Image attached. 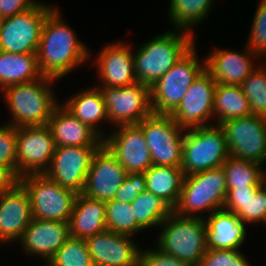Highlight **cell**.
Wrapping results in <instances>:
<instances>
[{
    "instance_id": "10",
    "label": "cell",
    "mask_w": 266,
    "mask_h": 266,
    "mask_svg": "<svg viewBox=\"0 0 266 266\" xmlns=\"http://www.w3.org/2000/svg\"><path fill=\"white\" fill-rule=\"evenodd\" d=\"M137 125L144 133L153 165L181 167L185 130L170 115L152 113Z\"/></svg>"
},
{
    "instance_id": "17",
    "label": "cell",
    "mask_w": 266,
    "mask_h": 266,
    "mask_svg": "<svg viewBox=\"0 0 266 266\" xmlns=\"http://www.w3.org/2000/svg\"><path fill=\"white\" fill-rule=\"evenodd\" d=\"M126 176L125 168L102 144L92 158L82 194L100 201L112 200Z\"/></svg>"
},
{
    "instance_id": "15",
    "label": "cell",
    "mask_w": 266,
    "mask_h": 266,
    "mask_svg": "<svg viewBox=\"0 0 266 266\" xmlns=\"http://www.w3.org/2000/svg\"><path fill=\"white\" fill-rule=\"evenodd\" d=\"M216 81L204 70L190 85L178 107L170 114L176 124L188 129L213 125V100Z\"/></svg>"
},
{
    "instance_id": "43",
    "label": "cell",
    "mask_w": 266,
    "mask_h": 266,
    "mask_svg": "<svg viewBox=\"0 0 266 266\" xmlns=\"http://www.w3.org/2000/svg\"><path fill=\"white\" fill-rule=\"evenodd\" d=\"M20 178L12 168L0 166V195L15 189L20 184Z\"/></svg>"
},
{
    "instance_id": "12",
    "label": "cell",
    "mask_w": 266,
    "mask_h": 266,
    "mask_svg": "<svg viewBox=\"0 0 266 266\" xmlns=\"http://www.w3.org/2000/svg\"><path fill=\"white\" fill-rule=\"evenodd\" d=\"M229 155L238 159L266 163V118L248 115L220 124Z\"/></svg>"
},
{
    "instance_id": "26",
    "label": "cell",
    "mask_w": 266,
    "mask_h": 266,
    "mask_svg": "<svg viewBox=\"0 0 266 266\" xmlns=\"http://www.w3.org/2000/svg\"><path fill=\"white\" fill-rule=\"evenodd\" d=\"M63 106L82 123L94 130L102 139L105 138L103 131L101 132L99 129V124L103 121L108 122V115L99 87H89L75 93L67 102H63Z\"/></svg>"
},
{
    "instance_id": "29",
    "label": "cell",
    "mask_w": 266,
    "mask_h": 266,
    "mask_svg": "<svg viewBox=\"0 0 266 266\" xmlns=\"http://www.w3.org/2000/svg\"><path fill=\"white\" fill-rule=\"evenodd\" d=\"M213 114L214 118H218L216 123L218 125L231 119L251 115L249 100L241 86L216 84Z\"/></svg>"
},
{
    "instance_id": "35",
    "label": "cell",
    "mask_w": 266,
    "mask_h": 266,
    "mask_svg": "<svg viewBox=\"0 0 266 266\" xmlns=\"http://www.w3.org/2000/svg\"><path fill=\"white\" fill-rule=\"evenodd\" d=\"M47 266H94L85 239L70 237L49 259Z\"/></svg>"
},
{
    "instance_id": "21",
    "label": "cell",
    "mask_w": 266,
    "mask_h": 266,
    "mask_svg": "<svg viewBox=\"0 0 266 266\" xmlns=\"http://www.w3.org/2000/svg\"><path fill=\"white\" fill-rule=\"evenodd\" d=\"M95 62L101 86L123 87L135 84L134 58L131 46L120 41L110 43L99 51Z\"/></svg>"
},
{
    "instance_id": "16",
    "label": "cell",
    "mask_w": 266,
    "mask_h": 266,
    "mask_svg": "<svg viewBox=\"0 0 266 266\" xmlns=\"http://www.w3.org/2000/svg\"><path fill=\"white\" fill-rule=\"evenodd\" d=\"M117 129V130H116ZM103 144L117 158L127 173H144L152 164L142 129L137 124L116 126Z\"/></svg>"
},
{
    "instance_id": "34",
    "label": "cell",
    "mask_w": 266,
    "mask_h": 266,
    "mask_svg": "<svg viewBox=\"0 0 266 266\" xmlns=\"http://www.w3.org/2000/svg\"><path fill=\"white\" fill-rule=\"evenodd\" d=\"M223 208L235 213L246 224L263 222L266 214V181L253 196L238 202H225Z\"/></svg>"
},
{
    "instance_id": "32",
    "label": "cell",
    "mask_w": 266,
    "mask_h": 266,
    "mask_svg": "<svg viewBox=\"0 0 266 266\" xmlns=\"http://www.w3.org/2000/svg\"><path fill=\"white\" fill-rule=\"evenodd\" d=\"M130 204L136 222L144 230L153 226H160L173 211L160 197L148 190L139 193L137 198Z\"/></svg>"
},
{
    "instance_id": "2",
    "label": "cell",
    "mask_w": 266,
    "mask_h": 266,
    "mask_svg": "<svg viewBox=\"0 0 266 266\" xmlns=\"http://www.w3.org/2000/svg\"><path fill=\"white\" fill-rule=\"evenodd\" d=\"M172 30L155 36L133 52L134 71L139 83L152 87L195 44L193 34Z\"/></svg>"
},
{
    "instance_id": "5",
    "label": "cell",
    "mask_w": 266,
    "mask_h": 266,
    "mask_svg": "<svg viewBox=\"0 0 266 266\" xmlns=\"http://www.w3.org/2000/svg\"><path fill=\"white\" fill-rule=\"evenodd\" d=\"M227 196V183L222 167L185 175L179 201L173 208L177 215L198 217L223 209Z\"/></svg>"
},
{
    "instance_id": "14",
    "label": "cell",
    "mask_w": 266,
    "mask_h": 266,
    "mask_svg": "<svg viewBox=\"0 0 266 266\" xmlns=\"http://www.w3.org/2000/svg\"><path fill=\"white\" fill-rule=\"evenodd\" d=\"M99 147H56L44 175L64 188L77 194L82 193L92 158Z\"/></svg>"
},
{
    "instance_id": "18",
    "label": "cell",
    "mask_w": 266,
    "mask_h": 266,
    "mask_svg": "<svg viewBox=\"0 0 266 266\" xmlns=\"http://www.w3.org/2000/svg\"><path fill=\"white\" fill-rule=\"evenodd\" d=\"M85 241L94 266H139L141 248L130 236L106 230Z\"/></svg>"
},
{
    "instance_id": "7",
    "label": "cell",
    "mask_w": 266,
    "mask_h": 266,
    "mask_svg": "<svg viewBox=\"0 0 266 266\" xmlns=\"http://www.w3.org/2000/svg\"><path fill=\"white\" fill-rule=\"evenodd\" d=\"M223 128L209 125L184 132L181 169L184 175L221 167L229 157Z\"/></svg>"
},
{
    "instance_id": "45",
    "label": "cell",
    "mask_w": 266,
    "mask_h": 266,
    "mask_svg": "<svg viewBox=\"0 0 266 266\" xmlns=\"http://www.w3.org/2000/svg\"><path fill=\"white\" fill-rule=\"evenodd\" d=\"M263 223H265V224H266V214H265V217H264V221H263Z\"/></svg>"
},
{
    "instance_id": "9",
    "label": "cell",
    "mask_w": 266,
    "mask_h": 266,
    "mask_svg": "<svg viewBox=\"0 0 266 266\" xmlns=\"http://www.w3.org/2000/svg\"><path fill=\"white\" fill-rule=\"evenodd\" d=\"M54 9L39 2L31 9L3 18L0 25V51L37 54L47 15Z\"/></svg>"
},
{
    "instance_id": "13",
    "label": "cell",
    "mask_w": 266,
    "mask_h": 266,
    "mask_svg": "<svg viewBox=\"0 0 266 266\" xmlns=\"http://www.w3.org/2000/svg\"><path fill=\"white\" fill-rule=\"evenodd\" d=\"M55 148L48 125L17 127V174H44Z\"/></svg>"
},
{
    "instance_id": "27",
    "label": "cell",
    "mask_w": 266,
    "mask_h": 266,
    "mask_svg": "<svg viewBox=\"0 0 266 266\" xmlns=\"http://www.w3.org/2000/svg\"><path fill=\"white\" fill-rule=\"evenodd\" d=\"M144 176L146 190L160 197L173 209L179 201L185 176L181 167L152 165L144 172Z\"/></svg>"
},
{
    "instance_id": "1",
    "label": "cell",
    "mask_w": 266,
    "mask_h": 266,
    "mask_svg": "<svg viewBox=\"0 0 266 266\" xmlns=\"http://www.w3.org/2000/svg\"><path fill=\"white\" fill-rule=\"evenodd\" d=\"M89 51L54 8L44 22L37 52L41 74L59 80L84 61H89Z\"/></svg>"
},
{
    "instance_id": "20",
    "label": "cell",
    "mask_w": 266,
    "mask_h": 266,
    "mask_svg": "<svg viewBox=\"0 0 266 266\" xmlns=\"http://www.w3.org/2000/svg\"><path fill=\"white\" fill-rule=\"evenodd\" d=\"M259 56L247 45L241 52L215 49L205 58V70L217 84L240 86L259 66L254 59Z\"/></svg>"
},
{
    "instance_id": "30",
    "label": "cell",
    "mask_w": 266,
    "mask_h": 266,
    "mask_svg": "<svg viewBox=\"0 0 266 266\" xmlns=\"http://www.w3.org/2000/svg\"><path fill=\"white\" fill-rule=\"evenodd\" d=\"M169 17L174 28L185 30L191 34L192 27L209 16L214 0H170Z\"/></svg>"
},
{
    "instance_id": "41",
    "label": "cell",
    "mask_w": 266,
    "mask_h": 266,
    "mask_svg": "<svg viewBox=\"0 0 266 266\" xmlns=\"http://www.w3.org/2000/svg\"><path fill=\"white\" fill-rule=\"evenodd\" d=\"M139 266H193L175 256L164 253L160 248L141 250Z\"/></svg>"
},
{
    "instance_id": "8",
    "label": "cell",
    "mask_w": 266,
    "mask_h": 266,
    "mask_svg": "<svg viewBox=\"0 0 266 266\" xmlns=\"http://www.w3.org/2000/svg\"><path fill=\"white\" fill-rule=\"evenodd\" d=\"M20 184L29 195L32 218L69 222L77 193L44 174L23 176Z\"/></svg>"
},
{
    "instance_id": "6",
    "label": "cell",
    "mask_w": 266,
    "mask_h": 266,
    "mask_svg": "<svg viewBox=\"0 0 266 266\" xmlns=\"http://www.w3.org/2000/svg\"><path fill=\"white\" fill-rule=\"evenodd\" d=\"M195 44L150 87L153 114L170 115L180 104L190 85L205 70V60L200 62Z\"/></svg>"
},
{
    "instance_id": "44",
    "label": "cell",
    "mask_w": 266,
    "mask_h": 266,
    "mask_svg": "<svg viewBox=\"0 0 266 266\" xmlns=\"http://www.w3.org/2000/svg\"><path fill=\"white\" fill-rule=\"evenodd\" d=\"M258 187H238L227 189L225 202H238V200H246L253 196Z\"/></svg>"
},
{
    "instance_id": "33",
    "label": "cell",
    "mask_w": 266,
    "mask_h": 266,
    "mask_svg": "<svg viewBox=\"0 0 266 266\" xmlns=\"http://www.w3.org/2000/svg\"><path fill=\"white\" fill-rule=\"evenodd\" d=\"M106 229L108 231L132 237L134 234L144 230L134 217L130 203L117 200L105 202Z\"/></svg>"
},
{
    "instance_id": "4",
    "label": "cell",
    "mask_w": 266,
    "mask_h": 266,
    "mask_svg": "<svg viewBox=\"0 0 266 266\" xmlns=\"http://www.w3.org/2000/svg\"><path fill=\"white\" fill-rule=\"evenodd\" d=\"M156 247L179 260L199 266L206 247V223L198 217L177 215L172 211L161 223Z\"/></svg>"
},
{
    "instance_id": "37",
    "label": "cell",
    "mask_w": 266,
    "mask_h": 266,
    "mask_svg": "<svg viewBox=\"0 0 266 266\" xmlns=\"http://www.w3.org/2000/svg\"><path fill=\"white\" fill-rule=\"evenodd\" d=\"M248 45L258 56L266 59V0L260 3L253 17Z\"/></svg>"
},
{
    "instance_id": "25",
    "label": "cell",
    "mask_w": 266,
    "mask_h": 266,
    "mask_svg": "<svg viewBox=\"0 0 266 266\" xmlns=\"http://www.w3.org/2000/svg\"><path fill=\"white\" fill-rule=\"evenodd\" d=\"M70 236L86 239L106 231L105 201L77 194L69 219Z\"/></svg>"
},
{
    "instance_id": "31",
    "label": "cell",
    "mask_w": 266,
    "mask_h": 266,
    "mask_svg": "<svg viewBox=\"0 0 266 266\" xmlns=\"http://www.w3.org/2000/svg\"><path fill=\"white\" fill-rule=\"evenodd\" d=\"M221 167L225 174L227 189L259 187L266 181L264 168L257 162L229 156Z\"/></svg>"
},
{
    "instance_id": "3",
    "label": "cell",
    "mask_w": 266,
    "mask_h": 266,
    "mask_svg": "<svg viewBox=\"0 0 266 266\" xmlns=\"http://www.w3.org/2000/svg\"><path fill=\"white\" fill-rule=\"evenodd\" d=\"M56 79L42 76L28 83L13 84L2 90L14 127L48 125L53 110L60 103L52 91ZM58 101V102H57Z\"/></svg>"
},
{
    "instance_id": "40",
    "label": "cell",
    "mask_w": 266,
    "mask_h": 266,
    "mask_svg": "<svg viewBox=\"0 0 266 266\" xmlns=\"http://www.w3.org/2000/svg\"><path fill=\"white\" fill-rule=\"evenodd\" d=\"M144 190H146L144 173H127L124 182L116 192L114 200L126 204L131 203Z\"/></svg>"
},
{
    "instance_id": "23",
    "label": "cell",
    "mask_w": 266,
    "mask_h": 266,
    "mask_svg": "<svg viewBox=\"0 0 266 266\" xmlns=\"http://www.w3.org/2000/svg\"><path fill=\"white\" fill-rule=\"evenodd\" d=\"M207 249H240L246 241V223L233 212L219 209L204 218Z\"/></svg>"
},
{
    "instance_id": "28",
    "label": "cell",
    "mask_w": 266,
    "mask_h": 266,
    "mask_svg": "<svg viewBox=\"0 0 266 266\" xmlns=\"http://www.w3.org/2000/svg\"><path fill=\"white\" fill-rule=\"evenodd\" d=\"M37 54H13L0 51V90L40 79Z\"/></svg>"
},
{
    "instance_id": "19",
    "label": "cell",
    "mask_w": 266,
    "mask_h": 266,
    "mask_svg": "<svg viewBox=\"0 0 266 266\" xmlns=\"http://www.w3.org/2000/svg\"><path fill=\"white\" fill-rule=\"evenodd\" d=\"M70 237L68 222L32 218L19 242L27 255H37L46 264Z\"/></svg>"
},
{
    "instance_id": "11",
    "label": "cell",
    "mask_w": 266,
    "mask_h": 266,
    "mask_svg": "<svg viewBox=\"0 0 266 266\" xmlns=\"http://www.w3.org/2000/svg\"><path fill=\"white\" fill-rule=\"evenodd\" d=\"M98 87L107 108L109 124H138L152 114L149 86L136 82L123 87Z\"/></svg>"
},
{
    "instance_id": "38",
    "label": "cell",
    "mask_w": 266,
    "mask_h": 266,
    "mask_svg": "<svg viewBox=\"0 0 266 266\" xmlns=\"http://www.w3.org/2000/svg\"><path fill=\"white\" fill-rule=\"evenodd\" d=\"M0 166L17 173V127L7 123L0 127Z\"/></svg>"
},
{
    "instance_id": "39",
    "label": "cell",
    "mask_w": 266,
    "mask_h": 266,
    "mask_svg": "<svg viewBox=\"0 0 266 266\" xmlns=\"http://www.w3.org/2000/svg\"><path fill=\"white\" fill-rule=\"evenodd\" d=\"M241 250L238 249H223L214 250L207 249L203 255L199 266H249Z\"/></svg>"
},
{
    "instance_id": "36",
    "label": "cell",
    "mask_w": 266,
    "mask_h": 266,
    "mask_svg": "<svg viewBox=\"0 0 266 266\" xmlns=\"http://www.w3.org/2000/svg\"><path fill=\"white\" fill-rule=\"evenodd\" d=\"M240 86L249 100L251 114L266 118V63L259 65Z\"/></svg>"
},
{
    "instance_id": "24",
    "label": "cell",
    "mask_w": 266,
    "mask_h": 266,
    "mask_svg": "<svg viewBox=\"0 0 266 266\" xmlns=\"http://www.w3.org/2000/svg\"><path fill=\"white\" fill-rule=\"evenodd\" d=\"M48 127L52 132L56 147L101 146L103 144V139L94 130L82 123L62 104H58L53 110Z\"/></svg>"
},
{
    "instance_id": "42",
    "label": "cell",
    "mask_w": 266,
    "mask_h": 266,
    "mask_svg": "<svg viewBox=\"0 0 266 266\" xmlns=\"http://www.w3.org/2000/svg\"><path fill=\"white\" fill-rule=\"evenodd\" d=\"M37 3L36 0H0V17L3 19L23 13L34 7Z\"/></svg>"
},
{
    "instance_id": "22",
    "label": "cell",
    "mask_w": 266,
    "mask_h": 266,
    "mask_svg": "<svg viewBox=\"0 0 266 266\" xmlns=\"http://www.w3.org/2000/svg\"><path fill=\"white\" fill-rule=\"evenodd\" d=\"M31 220L30 198L21 184L0 195V244L19 240Z\"/></svg>"
}]
</instances>
